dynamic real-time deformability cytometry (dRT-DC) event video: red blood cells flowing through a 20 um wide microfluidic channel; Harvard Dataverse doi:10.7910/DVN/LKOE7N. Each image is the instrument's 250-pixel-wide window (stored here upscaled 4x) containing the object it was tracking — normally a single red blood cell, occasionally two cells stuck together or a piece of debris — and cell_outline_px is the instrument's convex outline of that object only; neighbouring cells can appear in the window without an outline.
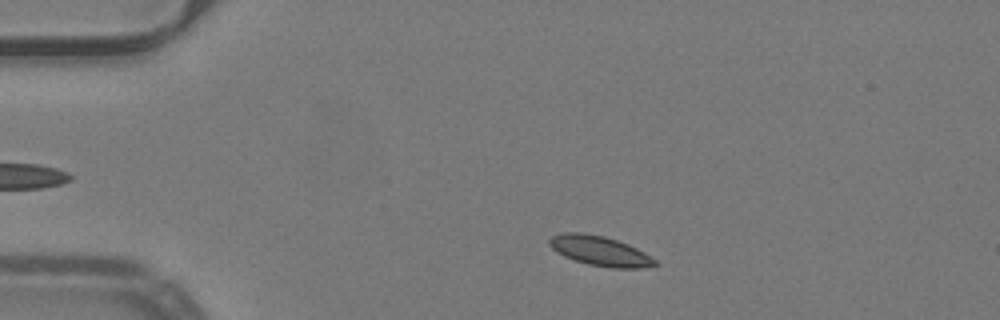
{"species": "common noctule bat (a hibernating species)", "species_latin": "Nyctalus noctula", "temperature_condition": "warm", "stored_images_in_passage": 44, "camera_frame_rate_fps": 3000, "um_per_image_px": 0.085, "animal": {"sex": "male", "body_mass_g": 19.2, "forearm_length_mm": 51.8}, "frame": {"image": 1, "passage_image": 3, "time_ms": 0.667, "image_size_px": [1000, 320], "cell_outline_px": [[660, 264], [644, 268], [612, 268], [588, 264], [564, 256], [556, 252], [548, 244], [548, 240], [552, 236], [564, 232], [580, 232], [604, 236], [628, 244], [644, 252], [656, 260]], "centroid_in_image_um": [51.0, 21.33], "position_along_channel_um": 34.0, "area_um2": 18.32}}
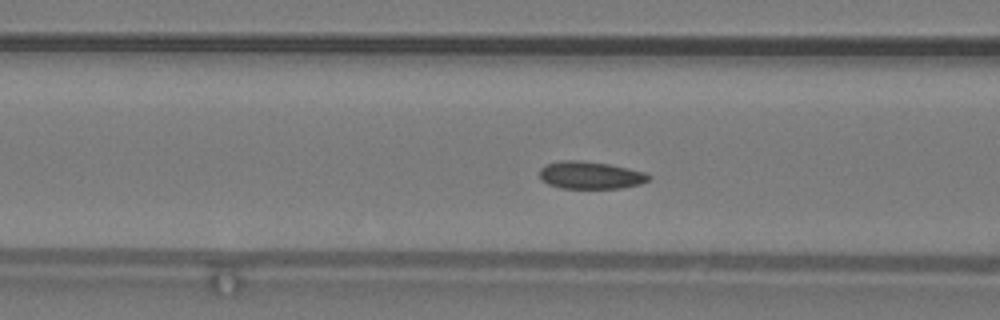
{"frame": {"image": 2, "passage_image": 13, "time_ms": 4.0, "image_size_px": [1000, 320], "cell_outline_px": [[652, 176], [648, 180], [640, 184], [620, 188], [560, 188], [548, 184], [540, 176], [540, 168], [544, 164], [560, 160], [580, 160], [608, 164], [628, 168], [644, 172]], "centroid_in_image_um": [50.17, 14.88], "position_along_channel_um": 116.4, "area_um2": 17.46}}
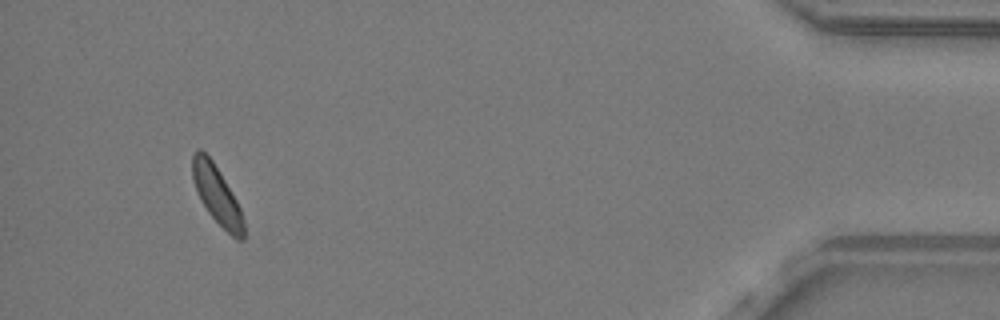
{"frame": {"image": 3, "passage_image": 41, "time_ms": 13.333, "image_size_px": [1000, 320], "cell_outline_px": [[244, 240], [236, 240], [208, 212], [200, 200], [192, 180], [192, 152], [196, 148], [200, 148], [212, 160], [236, 200], [240, 208], [244, 220]], "centroid_in_image_um": [18.41, 16.55], "position_along_channel_um": 416.8, "area_um2": 17.22}, "authors_computed_cell_mechanics": {"area_um2": 17.3978, "velocity_mm_per_s": 3.9684, "shape_relaxation_time_tau1_ms": 4.6436, "shape_relaxation_time_tau2_ms": 5.0683, "deformation_change_tau1": 0.0948, "deformation_change_tau2": 0.0749}}